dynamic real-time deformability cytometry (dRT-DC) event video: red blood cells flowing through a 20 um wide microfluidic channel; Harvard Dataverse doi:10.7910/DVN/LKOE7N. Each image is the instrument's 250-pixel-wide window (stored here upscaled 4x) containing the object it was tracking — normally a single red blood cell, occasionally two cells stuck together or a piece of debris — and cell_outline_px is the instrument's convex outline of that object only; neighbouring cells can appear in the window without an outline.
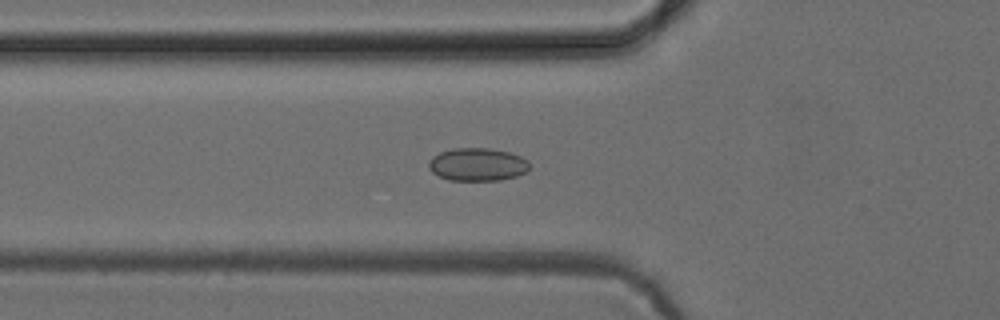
{"species": "common noctule bat (a hibernating species)", "species_latin": "Nyctalus noctula", "temperature_condition": "cold", "stored_images_in_passage": 47, "camera_frame_rate_fps": 3000, "um_per_image_px": 0.085, "animal": {"sex": "female", "body_mass_g": 24.6, "forearm_length_mm": 56.2}, "frame": {"image": 1, "passage_image": 18, "time_ms": 5.667, "image_size_px": [1000, 320], "cell_outline_px": [[528, 172], [516, 176], [500, 180], [448, 180], [432, 172], [428, 168], [428, 160], [432, 156], [440, 152], [452, 148], [488, 148], [508, 152], [520, 156], [528, 160]], "centroid_in_image_um": [40.56, 13.98], "position_along_channel_um": 85.2, "area_um2": 19.42}}
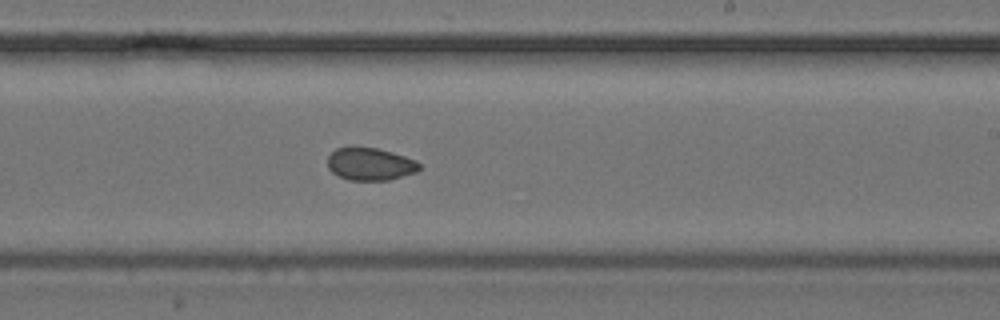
{"frame": {"image": 2, "passage_image": 31, "time_ms": 10.0, "image_size_px": [1000, 320], "cell_outline_px": [[420, 168], [416, 172], [388, 180], [348, 180], [332, 172], [328, 168], [328, 156], [336, 148], [352, 144], [376, 148], [392, 152], [416, 160], [420, 164]], "centroid_in_image_um": [31.43, 13.91], "position_along_channel_um": 257.6, "area_um2": 17.74}}
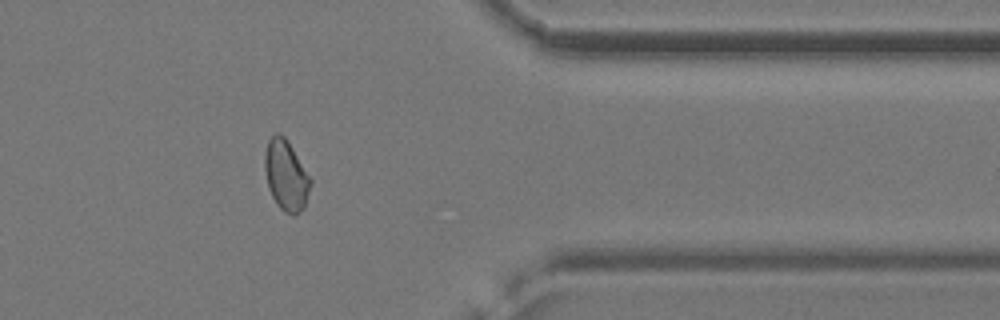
{"frame": {"image": 3, "passage_image": 42, "time_ms": 13.667, "image_size_px": [1000, 320], "cell_outline_px": [[312, 184], [304, 208], [300, 212], [292, 216], [284, 212], [280, 208], [272, 196], [268, 188], [264, 168], [264, 156], [268, 140], [276, 132], [284, 136], [292, 148], [312, 180]], "centroid_in_image_um": [24.31, 14.94], "position_along_channel_um": 387.1, "area_um2": 18.79}}